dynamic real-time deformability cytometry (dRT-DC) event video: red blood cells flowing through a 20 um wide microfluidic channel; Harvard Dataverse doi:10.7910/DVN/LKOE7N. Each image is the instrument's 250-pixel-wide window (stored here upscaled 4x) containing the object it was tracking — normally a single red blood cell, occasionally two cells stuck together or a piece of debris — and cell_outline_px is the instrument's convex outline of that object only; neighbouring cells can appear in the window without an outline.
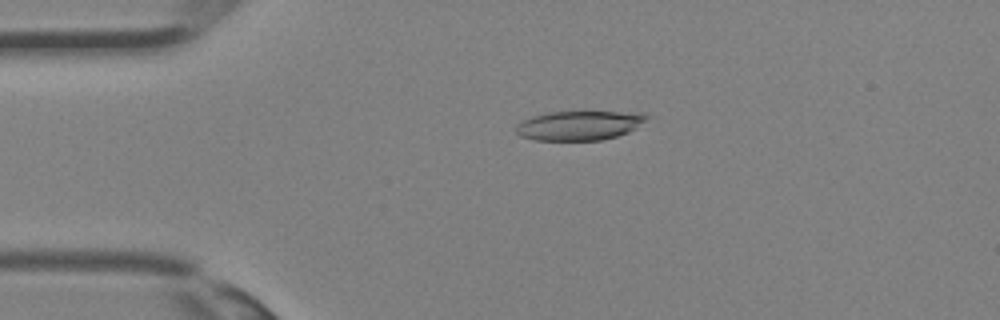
{"species": "Egyptian fruit bat (a non-hibernating species)", "species_latin": "Rousettus aegyptiacus", "temperature_condition": "room temperature", "stored_images_in_passage": 35, "camera_frame_rate_fps": 3000, "um_per_image_px": 0.085, "animal": {"sex": "female"}, "frame": {"image": 1, "passage_image": 8, "time_ms": 2.333, "image_size_px": [1000, 320], "cell_outline_px": [[652, 116], [636, 128], [628, 132], [616, 136], [600, 140], [536, 140], [520, 136], [516, 132], [516, 124], [532, 116], [548, 112], [644, 112]], "centroid_in_image_um": [49.28, 10.65], "position_along_channel_um": 35.7, "area_um2": 22.43}}
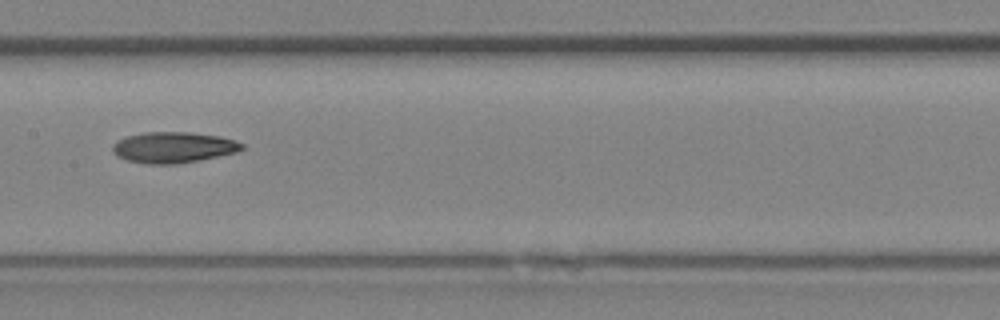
{"frame": {"image": 2, "passage_image": 18, "time_ms": 5.667, "image_size_px": [1000, 320], "cell_outline_px": [[244, 148], [236, 152], [176, 164], [148, 164], [128, 160], [116, 156], [112, 152], [112, 144], [116, 140], [124, 136], [144, 132], [188, 132], [220, 136], [236, 140], [244, 144]], "centroid_in_image_um": [14.69, 12.51], "position_along_channel_um": 192.7, "area_um2": 23.35}}
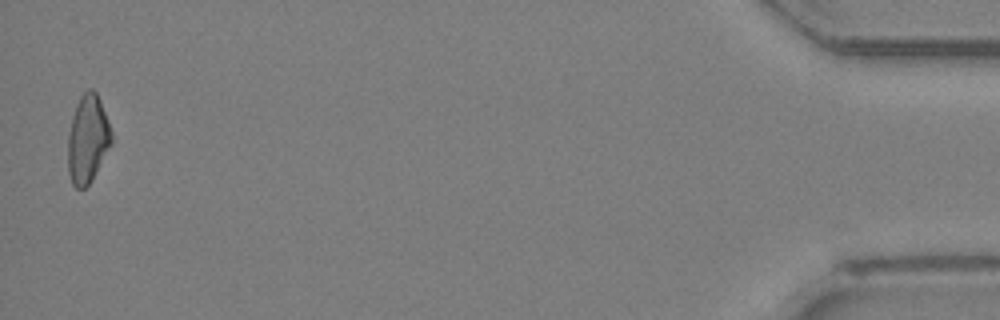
{"frame": {"image": 3, "passage_image": 35, "time_ms": 11.333, "image_size_px": [1000, 320], "cell_outline_px": [[112, 144], [88, 184], [84, 188], [76, 188], [72, 184], [68, 172], [68, 136], [72, 116], [76, 104], [80, 96], [88, 88], [92, 88], [96, 92], [100, 100], [108, 120], [112, 132]], "centroid_in_image_um": [7.45, 11.79], "position_along_channel_um": 427.8, "area_um2": 22.25}}